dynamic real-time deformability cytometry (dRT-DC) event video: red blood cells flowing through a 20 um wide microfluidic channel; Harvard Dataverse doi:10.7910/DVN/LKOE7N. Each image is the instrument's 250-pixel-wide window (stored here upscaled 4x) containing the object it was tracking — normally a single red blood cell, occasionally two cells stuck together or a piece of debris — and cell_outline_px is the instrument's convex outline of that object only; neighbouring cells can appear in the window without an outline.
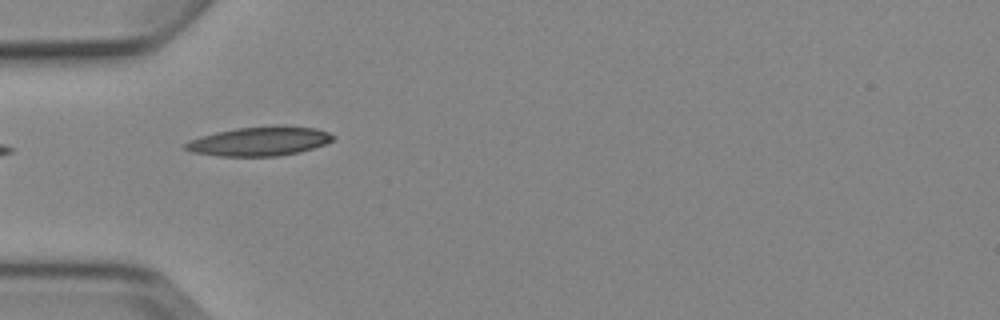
{"species": "Egyptian fruit bat (a non-hibernating species)", "species_latin": "Rousettus aegyptiacus", "temperature_condition": "cold", "stored_images_in_passage": 6, "camera_frame_rate_fps": 3000, "um_per_image_px": 0.085, "animal": {"sex": "female"}, "frame": {"image": 1, "passage_image": 5, "time_ms": 4.667, "image_size_px": [1000, 320], "cell_outline_px": [[336, 136], [332, 140], [324, 144], [300, 152], [276, 156], [216, 156], [192, 152], [184, 148], [184, 144], [188, 140], [200, 136], [216, 132], [236, 128], [276, 124], [284, 124], [316, 128], [328, 132]], "centroid_in_image_um": [22.06, 11.98], "position_along_channel_um": 62.9, "area_um2": 25.49}}
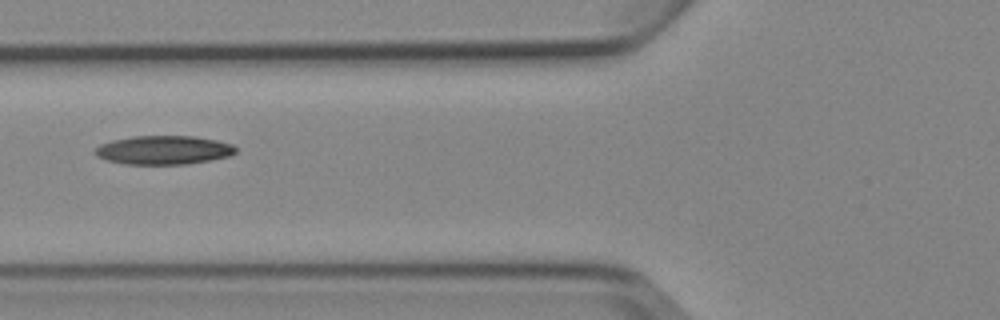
{"frame": {"image": 2, "passage_image": 6, "time_ms": 6.0, "image_size_px": [1000, 320], "cell_outline_px": [[236, 152], [228, 156], [188, 164], [124, 164], [108, 160], [96, 156], [92, 152], [100, 144], [112, 140], [132, 136], [196, 136], [216, 140], [232, 144], [236, 148]], "centroid_in_image_um": [13.88, 12.75], "position_along_channel_um": 111.9, "area_um2": 23.58}}